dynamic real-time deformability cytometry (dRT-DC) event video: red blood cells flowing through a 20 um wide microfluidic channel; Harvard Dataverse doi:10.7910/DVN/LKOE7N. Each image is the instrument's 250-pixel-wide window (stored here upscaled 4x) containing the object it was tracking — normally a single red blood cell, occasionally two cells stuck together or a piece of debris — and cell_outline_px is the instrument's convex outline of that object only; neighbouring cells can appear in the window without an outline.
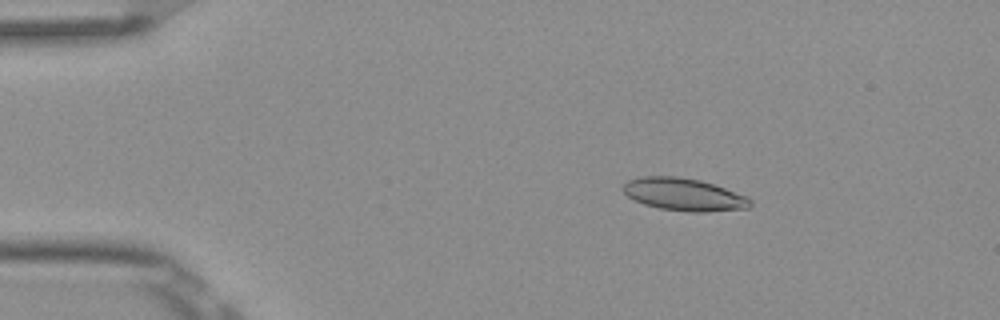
{"species": "Egyptian fruit bat (a non-hibernating species)", "species_latin": "Rousettus aegyptiacus", "temperature_condition": "room temperature", "stored_images_in_passage": 4, "camera_frame_rate_fps": 3000, "um_per_image_px": 0.085, "frame": {"image": 1, "passage_image": 3, "time_ms": 0.667, "image_size_px": [1000, 320], "cell_outline_px": [[752, 204], [748, 208], [704, 212], [688, 212], [660, 208], [644, 204], [632, 200], [620, 188], [628, 180], [644, 176], [676, 176], [700, 180], [748, 196], [752, 200]], "centroid_in_image_um": [58.11, 16.53], "position_along_channel_um": 26.9, "area_um2": 24.16}}